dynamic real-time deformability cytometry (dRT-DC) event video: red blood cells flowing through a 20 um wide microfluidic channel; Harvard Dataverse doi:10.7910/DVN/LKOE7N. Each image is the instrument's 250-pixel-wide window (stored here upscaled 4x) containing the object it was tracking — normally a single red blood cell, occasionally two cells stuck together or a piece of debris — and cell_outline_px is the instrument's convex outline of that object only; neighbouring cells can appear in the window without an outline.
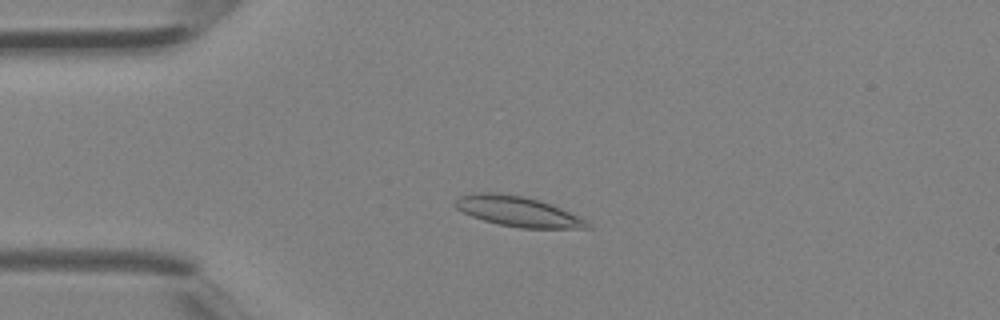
{"species": "Egyptian fruit bat (a non-hibernating species)", "species_latin": "Rousettus aegyptiacus", "temperature_condition": "room temperature", "stored_images_in_passage": 3, "camera_frame_rate_fps": 3000, "um_per_image_px": 0.085, "animal": {"sex": "female"}, "frame": {"image": 1, "passage_image": 3, "time_ms": 0.667, "image_size_px": [1000, 320], "cell_outline_px": [[592, 228], [520, 228], [500, 224], [484, 220], [472, 216], [456, 208], [452, 204], [460, 196], [476, 192], [496, 192], [524, 196], [560, 208], [588, 220]], "centroid_in_image_um": [44.01, 17.97], "position_along_channel_um": 41.0, "area_um2": 23.0}}